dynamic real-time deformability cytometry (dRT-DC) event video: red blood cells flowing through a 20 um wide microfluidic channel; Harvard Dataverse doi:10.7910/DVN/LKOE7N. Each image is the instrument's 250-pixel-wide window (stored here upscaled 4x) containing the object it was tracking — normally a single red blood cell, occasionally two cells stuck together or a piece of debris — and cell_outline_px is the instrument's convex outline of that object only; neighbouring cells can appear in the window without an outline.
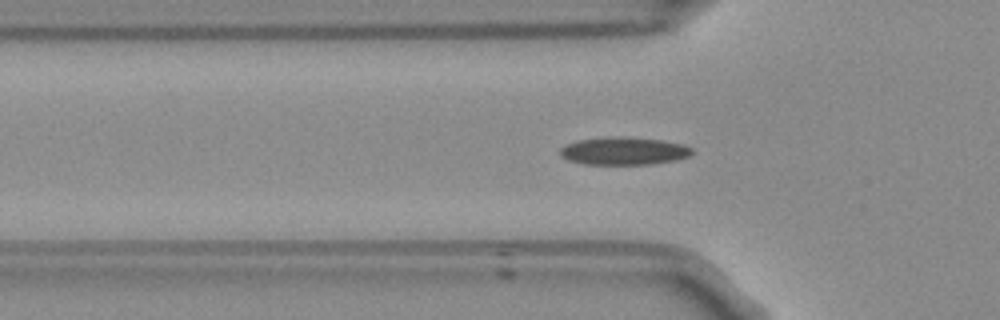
{"species": "Egyptian fruit bat (a non-hibernating species)", "species_latin": "Rousettus aegyptiacus", "temperature_condition": "room temperature", "stored_images_in_passage": 42, "camera_frame_rate_fps": 3000, "um_per_image_px": 0.085, "frame": {"image": 1, "passage_image": 5, "time_ms": 1.333, "image_size_px": [1000, 320], "cell_outline_px": [[692, 152], [688, 156], [672, 160], [648, 164], [584, 164], [568, 160], [560, 156], [560, 148], [576, 140], [660, 140], [684, 144], [692, 148]], "centroid_in_image_um": [53.01, 12.89], "position_along_channel_um": 72.8, "area_um2": 19.83}}
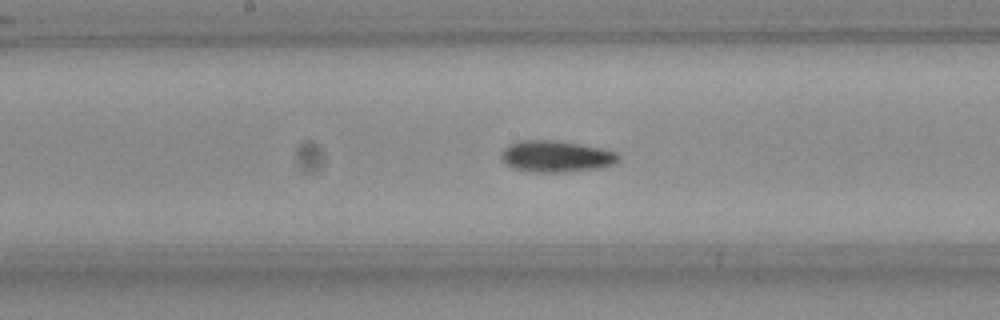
{"frame": {"image": 2, "passage_image": 15, "time_ms": 4.667, "image_size_px": [1000, 320], "cell_outline_px": [[620, 156], [612, 164], [600, 168], [556, 172], [532, 172], [516, 168], [508, 164], [500, 156], [504, 148], [508, 144], [520, 140], [552, 140], [600, 148], [616, 152]], "centroid_in_image_um": [47.24, 13.28], "position_along_channel_um": 201.0, "area_um2": 20.98}}
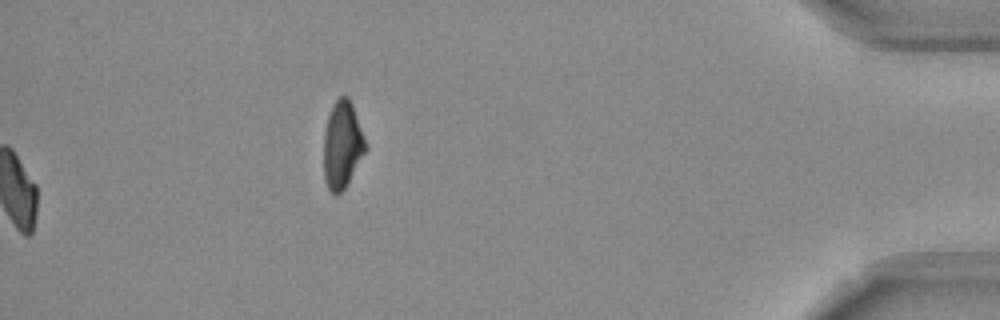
{"frame": {"image": 3, "passage_image": 42, "time_ms": 13.667, "image_size_px": [1000, 320], "cell_outline_px": [[368, 148], [344, 188], [340, 192], [332, 192], [328, 188], [324, 180], [324, 132], [328, 116], [332, 104], [340, 96], [348, 96], [352, 104]], "centroid_in_image_um": [29.09, 12.28], "position_along_channel_um": 406.1, "area_um2": 20.98}, "authors_computed_cell_mechanics": {"area_um2": 19.9121, "velocity_mm_per_s": 3.8213, "shape_relaxation_time_tau1_ms": 4.3493, "shape_relaxation_time_tau2_ms": 2.7576, "deformation_change_tau1": 0.1502, "deformation_change_tau2": 0.0778}}